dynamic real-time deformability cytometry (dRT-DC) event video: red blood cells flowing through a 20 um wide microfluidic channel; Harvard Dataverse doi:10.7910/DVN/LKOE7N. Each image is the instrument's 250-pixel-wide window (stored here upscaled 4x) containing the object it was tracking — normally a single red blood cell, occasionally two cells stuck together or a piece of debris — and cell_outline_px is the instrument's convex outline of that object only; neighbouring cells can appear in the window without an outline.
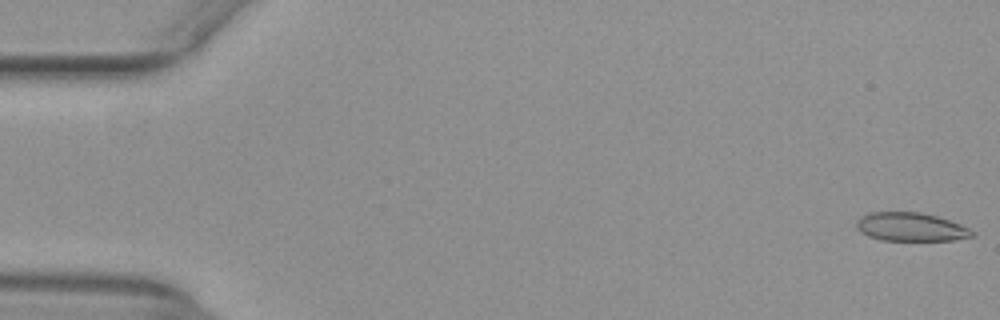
{"species": "common noctule bat (a hibernating species)", "species_latin": "Nyctalus noctula", "temperature_condition": "warm", "stored_images_in_passage": 53, "camera_frame_rate_fps": 3000, "um_per_image_px": 0.085, "animal": {"sex": "female", "body_mass_g": 29.2, "forearm_length_mm": 56.3}, "frame": {"image": 1, "passage_image": 1, "time_ms": 0.0, "image_size_px": [1000, 320], "cell_outline_px": [[976, 236], [952, 240], [880, 240], [868, 236], [860, 232], [856, 228], [856, 220], [860, 216], [868, 212], [920, 212], [936, 216], [960, 224], [976, 232]], "centroid_in_image_um": [77.39, 19.29], "position_along_channel_um": 7.6, "area_um2": 19.36}}
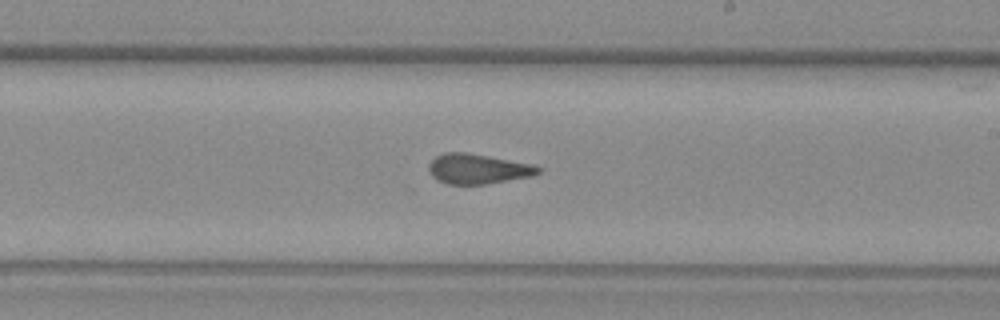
{"frame": {"image": 2, "passage_image": 31, "time_ms": 10.0, "image_size_px": [1000, 320], "cell_outline_px": [[544, 168], [540, 172], [532, 176], [484, 184], [448, 184], [436, 180], [432, 176], [428, 168], [428, 164], [436, 156], [444, 152], [464, 152], [488, 156], [532, 164]], "centroid_in_image_um": [40.61, 14.35], "position_along_channel_um": 248.4, "area_um2": 19.07}}
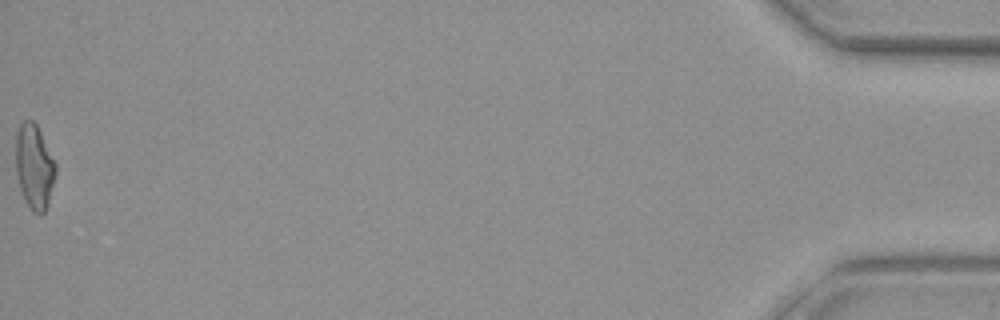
{"frame": {"image": 3, "passage_image": 53, "time_ms": 17.333, "image_size_px": [1000, 320], "cell_outline_px": [[56, 172], [48, 204], [44, 212], [40, 216], [32, 212], [20, 188], [16, 172], [16, 136], [20, 124], [24, 120], [32, 120], [36, 124], [56, 164]], "centroid_in_image_um": [2.92, 14.18], "position_along_channel_um": 432.3, "area_um2": 19.42}, "authors_computed_cell_mechanics": {"area_um2": 19.4208, "velocity_mm_per_s": 3.963, "shape_relaxation_time_tau1_ms": null, "shape_relaxation_time_tau2_ms": 1.7042, "deformation_change_tau1": null, "deformation_change_tau2": 0.0964}}